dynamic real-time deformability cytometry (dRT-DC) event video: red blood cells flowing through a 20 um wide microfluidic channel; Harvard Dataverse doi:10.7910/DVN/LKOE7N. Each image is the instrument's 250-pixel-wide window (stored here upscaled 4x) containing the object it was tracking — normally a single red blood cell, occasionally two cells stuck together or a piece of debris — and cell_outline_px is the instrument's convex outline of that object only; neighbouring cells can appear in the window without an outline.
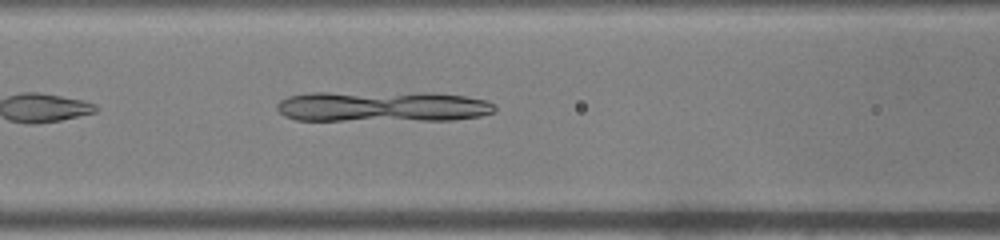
{"species": "common noctule bat (a hibernating species)", "species_latin": "Nyctalus noctula", "temperature_condition": "warm", "stored_images_in_passage": 49, "camera_frame_rate_fps": 3000, "um_per_image_px": 0.085, "animal": {"sex": "male", "body_mass_g": 19.0, "forearm_length_mm": 50.8}, "frame": {"image": 1, "passage_image": 21, "time_ms": 6.667, "image_size_px": [1000, 240], "cell_outline_px": [[496, 112], [480, 116], [452, 120], [296, 120], [284, 116], [276, 108], [276, 104], [280, 100], [288, 96], [312, 92], [432, 92], [464, 96], [488, 100], [496, 108]], "centroid_in_image_um": [32.51, 9.04], "position_along_channel_um": 134.1, "area_um2": 39.59}}
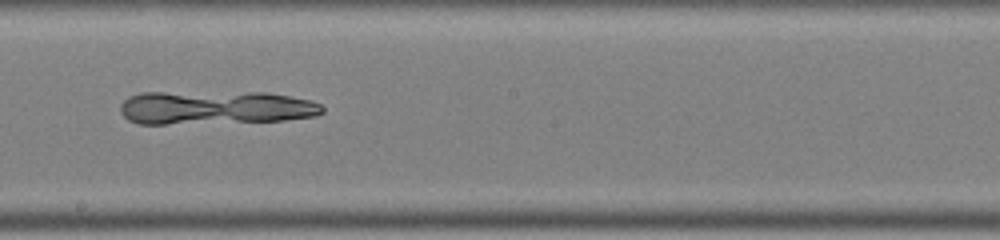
{"frame": {"image": 2, "passage_image": 28, "time_ms": 9.0, "image_size_px": [1000, 240], "cell_outline_px": [[324, 112], [316, 116], [284, 120], [164, 124], [140, 124], [128, 120], [120, 112], [120, 104], [128, 96], [140, 92], [264, 92], [312, 100], [320, 104], [324, 108]], "centroid_in_image_um": [18.27, 9.13], "position_along_channel_um": 229.9, "area_um2": 39.82}}
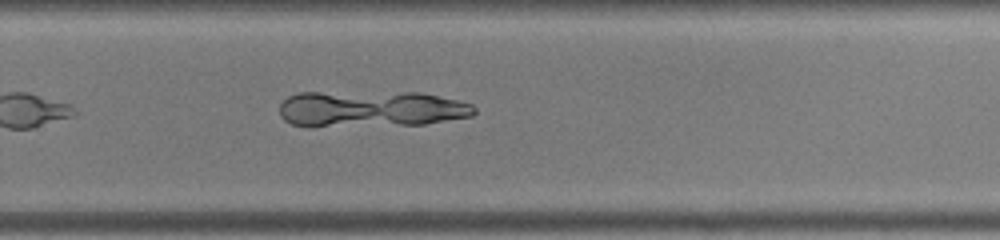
{"frame": {"image": 3, "passage_image": 33, "time_ms": 10.667, "image_size_px": [1000, 240], "cell_outline_px": [[476, 112], [472, 116], [424, 124], [312, 128], [308, 128], [292, 124], [284, 120], [280, 116], [280, 104], [288, 96], [300, 92], [420, 92], [456, 100], [472, 104], [476, 108]], "centroid_in_image_um": [31.46, 9.27], "position_along_channel_um": 298.3, "area_um2": 42.08}}